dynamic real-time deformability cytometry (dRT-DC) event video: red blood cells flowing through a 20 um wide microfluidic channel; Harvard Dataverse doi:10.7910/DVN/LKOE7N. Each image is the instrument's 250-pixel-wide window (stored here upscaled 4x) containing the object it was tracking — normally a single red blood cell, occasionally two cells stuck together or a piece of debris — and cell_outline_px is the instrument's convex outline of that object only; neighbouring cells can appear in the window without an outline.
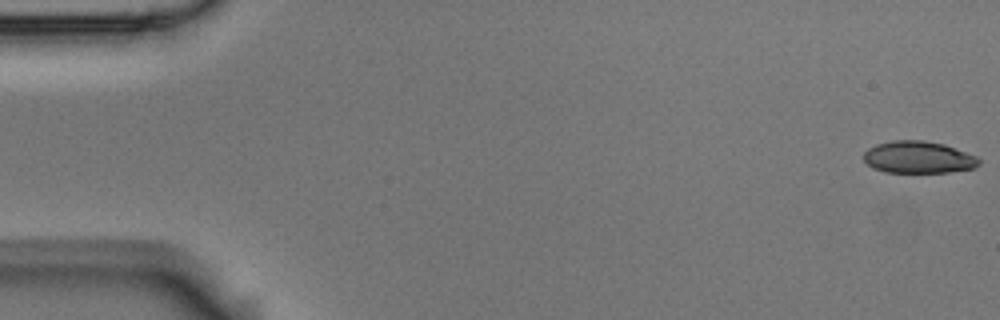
{"species": "Egyptian fruit bat (a non-hibernating species)", "species_latin": "Rousettus aegyptiacus", "temperature_condition": "room temperature", "stored_images_in_passage": 49, "camera_frame_rate_fps": 3000, "um_per_image_px": 0.085, "animal": {"sex": "male"}, "frame": {"image": 1, "passage_image": 1, "time_ms": 0.0, "image_size_px": [1000, 320], "cell_outline_px": [[980, 164], [976, 168], [948, 172], [884, 172], [872, 168], [864, 160], [864, 152], [868, 148], [876, 144], [892, 140], [924, 140], [944, 144], [976, 156], [980, 160]], "centroid_in_image_um": [78.05, 13.37], "position_along_channel_um": 6.9, "area_um2": 21.62}}
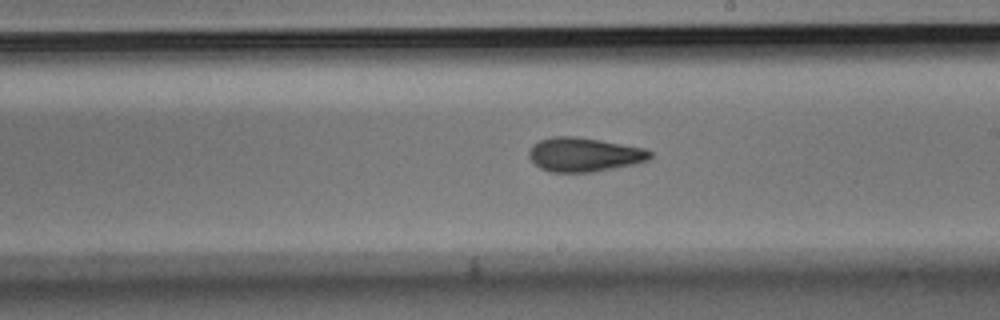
{"frame": {"image": 2, "passage_image": 31, "time_ms": 10.0, "image_size_px": [1000, 320], "cell_outline_px": [[652, 156], [648, 160], [632, 164], [592, 172], [552, 172], [540, 168], [528, 156], [528, 148], [532, 144], [540, 140], [552, 136], [576, 136], [600, 140], [644, 148], [652, 152]], "centroid_in_image_um": [49.61, 13.13], "position_along_channel_um": 239.4, "area_um2": 23.99}}
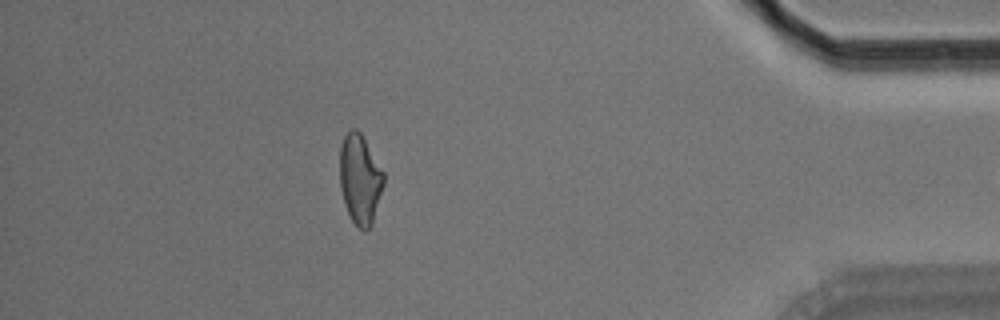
{"frame": {"image": 3, "passage_image": 48, "time_ms": 15.667, "image_size_px": [1000, 320], "cell_outline_px": [[384, 184], [372, 224], [364, 232], [356, 228], [348, 212], [340, 188], [340, 148], [344, 136], [352, 128], [356, 128], [360, 132], [384, 172]], "centroid_in_image_um": [30.6, 15.25], "position_along_channel_um": 404.6, "area_um2": 22.89}}